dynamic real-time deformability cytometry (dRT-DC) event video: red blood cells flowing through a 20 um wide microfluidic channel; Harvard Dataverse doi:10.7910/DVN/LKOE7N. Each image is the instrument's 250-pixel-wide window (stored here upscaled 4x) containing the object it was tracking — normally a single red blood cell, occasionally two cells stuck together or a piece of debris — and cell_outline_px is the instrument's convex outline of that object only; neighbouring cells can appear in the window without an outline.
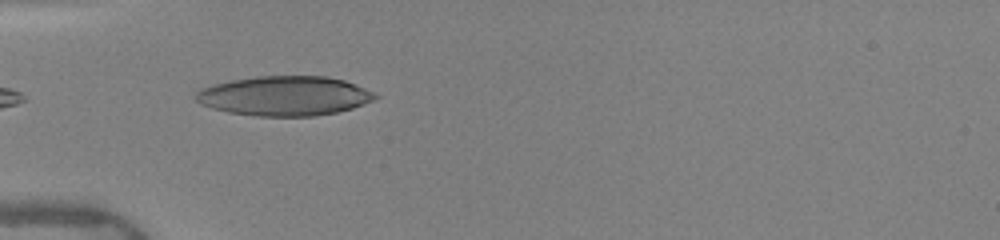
{"species": "human", "species_latin": "Homo sapiens", "temperature_condition": "warm", "stored_images_in_passage": 4, "camera_frame_rate_fps": 3000, "um_per_image_px": 0.085, "donor": {"sex": "female"}, "frame": {"image": 1, "passage_image": 1, "time_ms": 0.0, "image_size_px": [1000, 240], "cell_outline_px": [[380, 96], [364, 104], [352, 108], [336, 112], [312, 116], [256, 116], [228, 112], [212, 108], [200, 104], [192, 96], [196, 92], [212, 84], [232, 80], [256, 76], [324, 76], [344, 80], [356, 84]], "centroid_in_image_um": [24.15, 8.15], "position_along_channel_um": 60.8, "area_um2": 41.33}}
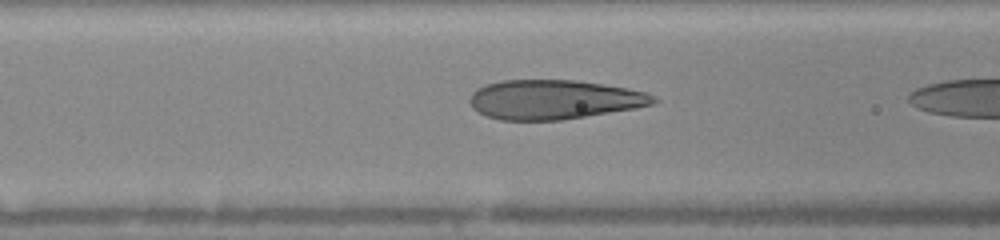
{"frame": {"image": 2, "passage_image": 3, "time_ms": 0.667, "image_size_px": [1000, 240], "cell_outline_px": [[660, 100], [652, 104], [632, 108], [560, 120], [500, 120], [488, 116], [472, 108], [468, 100], [472, 92], [476, 88], [488, 84], [504, 80], [576, 80], [628, 88], [648, 92]], "centroid_in_image_um": [47.06, 8.45], "position_along_channel_um": 119.5, "area_um2": 41.91}}